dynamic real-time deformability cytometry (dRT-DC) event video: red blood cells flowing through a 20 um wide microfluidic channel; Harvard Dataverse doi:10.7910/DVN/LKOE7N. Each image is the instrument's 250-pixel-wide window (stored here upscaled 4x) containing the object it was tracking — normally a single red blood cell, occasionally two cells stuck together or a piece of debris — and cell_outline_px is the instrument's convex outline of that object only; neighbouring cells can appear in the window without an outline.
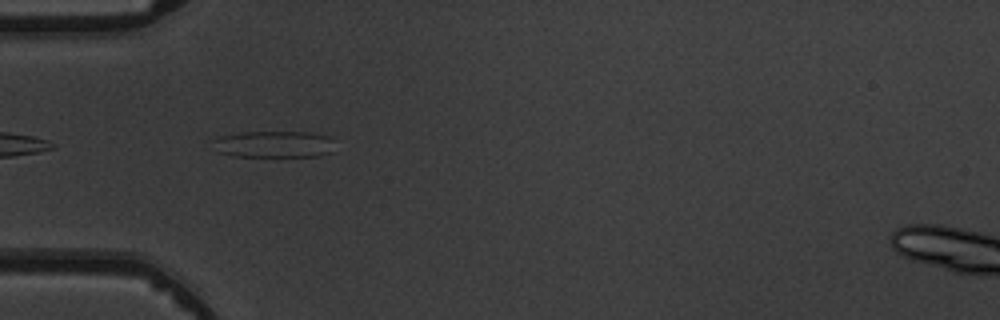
{"species": "common noctule bat (a hibernating species)", "species_latin": "Nyctalus noctula", "temperature_condition": "warm", "stored_images_in_passage": 5, "camera_frame_rate_fps": 3000, "um_per_image_px": 0.085, "animal": {"sex": "male", "body_mass_g": 19.5, "forearm_length_mm": 54.6}, "frame": {"image": 1, "passage_image": 4, "time_ms": 4.333, "image_size_px": [1000, 320], "cell_outline_px": [[332, 152], [320, 156], [236, 156], [216, 152], [212, 140], [220, 136], [240, 132], [312, 132], [328, 136]], "centroid_in_image_um": [23.22, 12.26], "position_along_channel_um": 61.8, "area_um2": 18.84}}
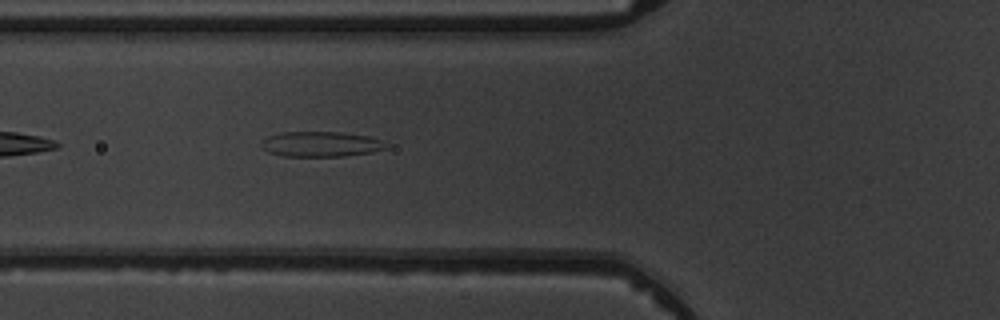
{"frame": {"image": 2, "passage_image": 5, "time_ms": 5.333, "image_size_px": [1000, 320], "cell_outline_px": [[388, 148], [372, 152], [344, 156], [284, 156], [268, 152], [260, 144], [268, 136], [280, 132], [340, 132], [368, 136], [380, 140], [388, 144]], "centroid_in_image_um": [27.29, 12.25], "position_along_channel_um": 98.5, "area_um2": 18.26}}